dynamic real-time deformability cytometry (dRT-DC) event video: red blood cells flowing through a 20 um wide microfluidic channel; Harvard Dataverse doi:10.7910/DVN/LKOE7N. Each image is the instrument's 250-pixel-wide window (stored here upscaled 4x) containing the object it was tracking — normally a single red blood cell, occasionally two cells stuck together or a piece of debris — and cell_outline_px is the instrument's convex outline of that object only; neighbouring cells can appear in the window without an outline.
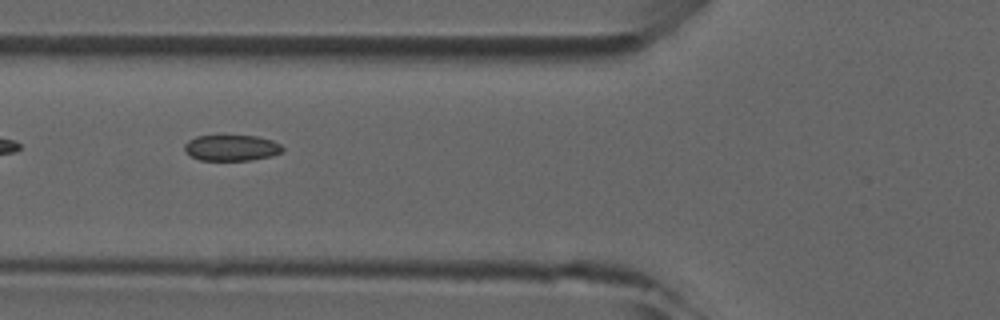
{"species": "common noctule bat (a hibernating species)", "species_latin": "Nyctalus noctula", "temperature_condition": "room temperature", "stored_images_in_passage": 6, "camera_frame_rate_fps": 3000, "um_per_image_px": 0.085, "animal": {"sex": "male", "forearm_length_mm": 52.5}, "frame": {"image": 1, "passage_image": 5, "time_ms": 5.667, "image_size_px": [1000, 320], "cell_outline_px": [[284, 148], [280, 152], [272, 156], [252, 160], [200, 160], [192, 156], [184, 148], [184, 144], [188, 140], [196, 136], [256, 136], [272, 140], [280, 144]], "centroid_in_image_um": [19.69, 12.56], "position_along_channel_um": 106.1, "area_um2": 14.68}}
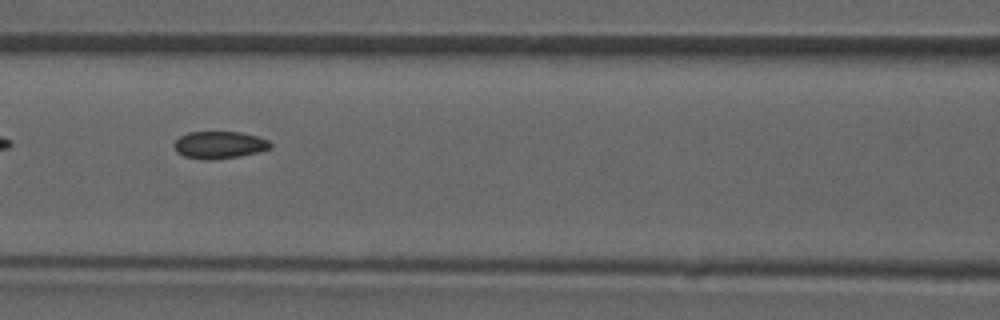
{"frame": {"image": 2, "passage_image": 6, "time_ms": 6.667, "image_size_px": [1000, 320], "cell_outline_px": [[272, 148], [260, 152], [240, 156], [208, 160], [184, 156], [176, 152], [172, 144], [180, 136], [188, 132], [240, 132], [256, 136], [268, 140], [272, 144]], "centroid_in_image_um": [18.64, 12.32], "position_along_channel_um": 148.0, "area_um2": 15.37}}